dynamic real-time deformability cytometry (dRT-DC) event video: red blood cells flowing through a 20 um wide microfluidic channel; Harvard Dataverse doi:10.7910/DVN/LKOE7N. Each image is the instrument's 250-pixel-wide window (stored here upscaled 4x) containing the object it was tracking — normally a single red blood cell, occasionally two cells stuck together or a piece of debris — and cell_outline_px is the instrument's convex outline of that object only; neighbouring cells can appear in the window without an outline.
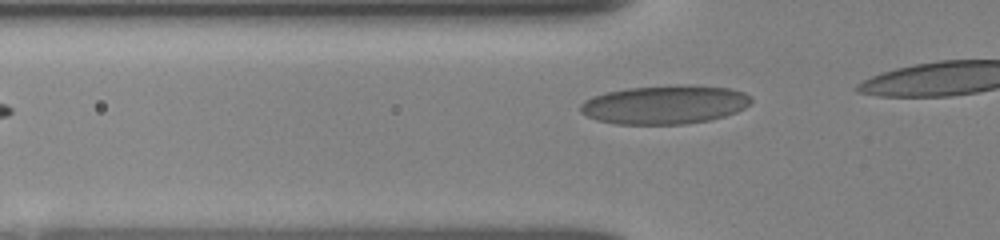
{"species": "human", "species_latin": "Homo sapiens", "temperature_condition": "room temperature", "stored_images_in_passage": 8, "camera_frame_rate_fps": 3000, "um_per_image_px": 0.085, "donor": {"sex": "female"}, "frame": {"image": 1, "passage_image": 2, "time_ms": 0.333, "image_size_px": [1000, 240], "cell_outline_px": [[752, 100], [744, 108], [736, 112], [724, 116], [708, 120], [684, 124], [616, 124], [596, 120], [580, 112], [580, 104], [584, 100], [592, 96], [604, 92], [628, 88], [676, 84], [688, 84], [728, 88], [744, 92], [752, 96]], "centroid_in_image_um": [56.49, 8.88], "position_along_channel_um": 69.3, "area_um2": 38.84}}
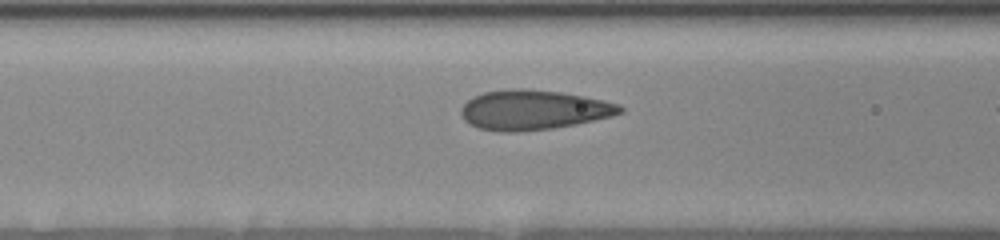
{"frame": {"image": 2, "passage_image": 6, "time_ms": 1.667, "image_size_px": [1000, 240], "cell_outline_px": [[624, 112], [612, 116], [552, 128], [520, 132], [500, 132], [480, 128], [464, 120], [460, 112], [460, 108], [472, 96], [484, 92], [512, 88], [524, 88], [560, 92], [584, 96], [604, 100], [620, 104], [624, 108]], "centroid_in_image_um": [45.33, 9.33], "position_along_channel_um": 121.3, "area_um2": 36.82}}